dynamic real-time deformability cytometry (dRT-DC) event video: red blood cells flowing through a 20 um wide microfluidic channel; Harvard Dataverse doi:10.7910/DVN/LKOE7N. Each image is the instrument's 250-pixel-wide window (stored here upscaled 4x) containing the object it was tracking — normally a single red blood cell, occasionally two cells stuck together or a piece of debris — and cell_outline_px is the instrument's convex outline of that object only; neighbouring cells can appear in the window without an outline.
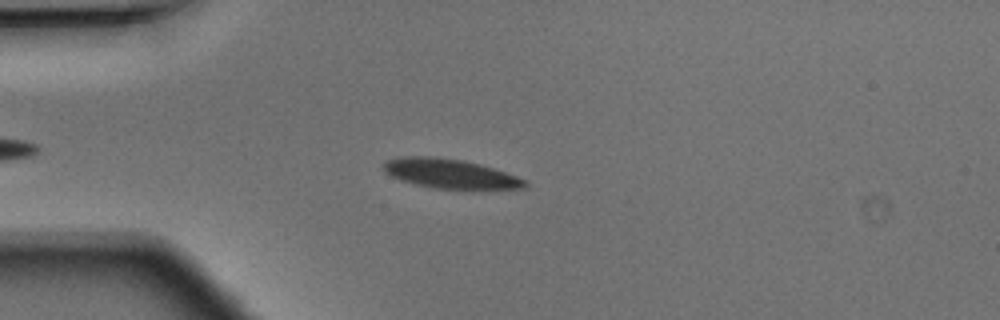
{"species": "Egyptian fruit bat (a non-hibernating species)", "species_latin": "Rousettus aegyptiacus", "temperature_condition": "warm", "stored_images_in_passage": 34, "camera_frame_rate_fps": 3000, "um_per_image_px": 0.085, "animal": {"sex": "male"}, "frame": {"image": 1, "passage_image": 2, "time_ms": 0.333, "image_size_px": [1000, 320], "cell_outline_px": [[528, 184], [524, 188], [432, 188], [400, 180], [384, 172], [384, 164], [388, 160], [400, 156], [432, 156], [460, 160], [480, 164], [528, 180]], "centroid_in_image_um": [38.23, 14.75], "position_along_channel_um": 46.8, "area_um2": 23.76}}
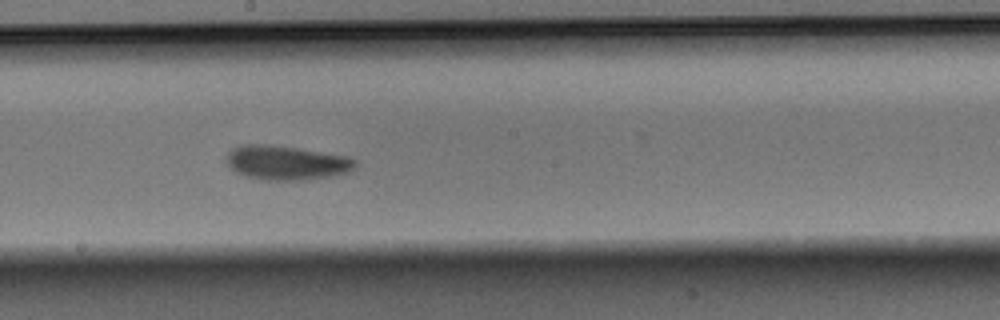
{"frame": {"image": 2, "passage_image": 16, "time_ms": 5.0, "image_size_px": [1000, 320], "cell_outline_px": [[356, 168], [348, 172], [328, 176], [300, 180], [264, 180], [244, 176], [228, 168], [224, 160], [224, 156], [232, 148], [244, 144], [268, 144], [296, 148], [348, 156], [356, 160]], "centroid_in_image_um": [24.26, 13.82], "position_along_channel_um": 223.9, "area_um2": 25.95}}
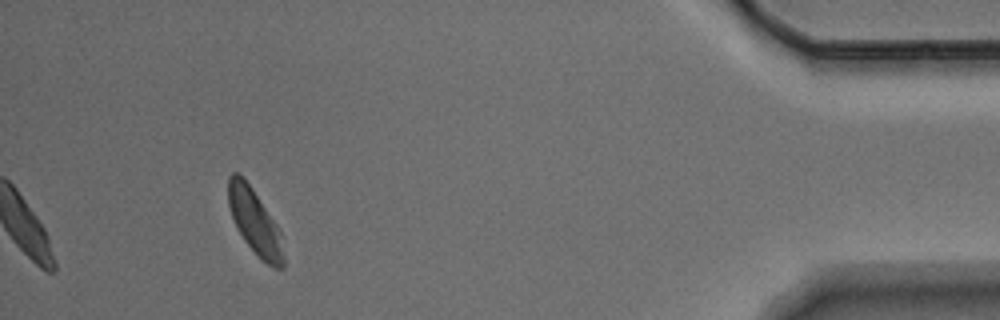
{"frame": {"image": 3, "passage_image": 34, "time_ms": 11.0, "image_size_px": [1000, 320], "cell_outline_px": [[284, 268], [276, 268], [260, 260], [244, 240], [232, 216], [228, 204], [228, 176], [232, 172], [240, 172], [244, 176], [276, 224], [280, 232], [284, 260]], "centroid_in_image_um": [21.64, 18.83], "position_along_channel_um": 413.6, "area_um2": 20.81}}